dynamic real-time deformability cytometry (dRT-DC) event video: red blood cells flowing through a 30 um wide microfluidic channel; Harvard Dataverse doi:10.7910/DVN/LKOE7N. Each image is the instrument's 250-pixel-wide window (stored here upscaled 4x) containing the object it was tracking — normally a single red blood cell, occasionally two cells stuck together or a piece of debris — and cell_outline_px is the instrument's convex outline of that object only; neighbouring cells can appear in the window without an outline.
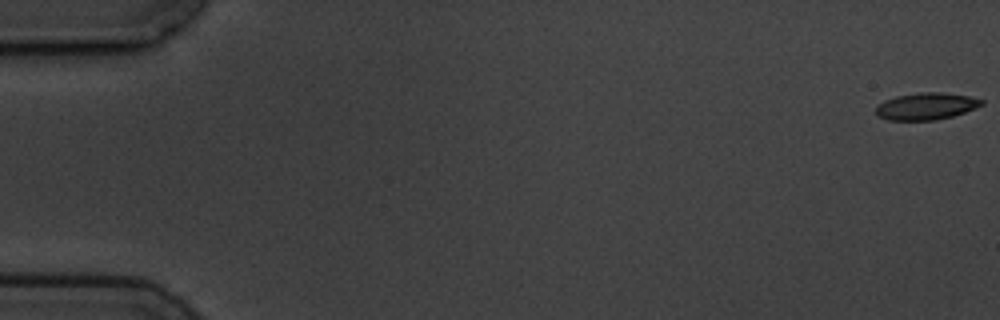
{"species": "common noctule bat (a hibernating species)", "species_latin": "Nyctalus noctula", "temperature_condition": "cold", "stored_images_in_passage": 5, "camera_frame_rate_fps": 3000, "um_per_image_px": 0.085, "animal": {"sex": "male", "body_mass_g": 19.5, "forearm_length_mm": 54.6}, "frame": {"image": 1, "passage_image": 1, "time_ms": 0.0, "image_size_px": [1000, 320], "cell_outline_px": [[984, 104], [964, 112], [952, 116], [936, 120], [888, 120], [876, 116], [876, 108], [884, 100], [896, 96], [920, 92], [940, 92], [968, 96], [984, 100]], "centroid_in_image_um": [78.7, 9.03], "position_along_channel_um": 6.3, "area_um2": 16.53}}
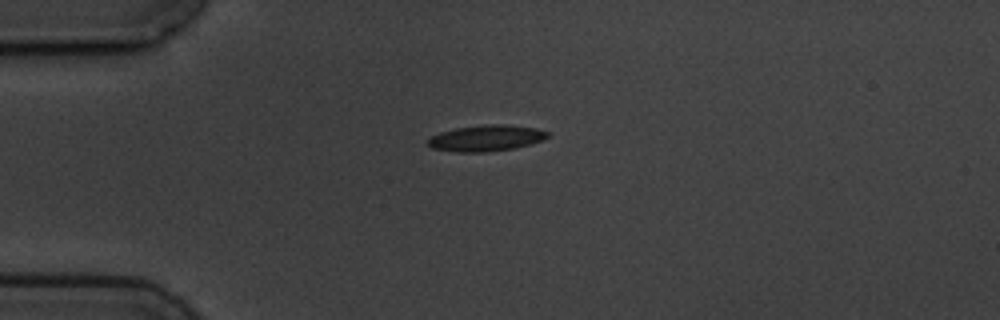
{"frame": {"image": 2, "passage_image": 5, "time_ms": 4.667, "image_size_px": [1000, 320], "cell_outline_px": [[552, 136], [516, 148], [484, 152], [456, 152], [432, 148], [428, 144], [428, 140], [432, 136], [440, 132], [456, 128], [488, 124], [504, 124], [536, 128], [548, 132]], "centroid_in_image_um": [41.33, 11.74], "position_along_channel_um": 43.7, "area_um2": 18.09}}